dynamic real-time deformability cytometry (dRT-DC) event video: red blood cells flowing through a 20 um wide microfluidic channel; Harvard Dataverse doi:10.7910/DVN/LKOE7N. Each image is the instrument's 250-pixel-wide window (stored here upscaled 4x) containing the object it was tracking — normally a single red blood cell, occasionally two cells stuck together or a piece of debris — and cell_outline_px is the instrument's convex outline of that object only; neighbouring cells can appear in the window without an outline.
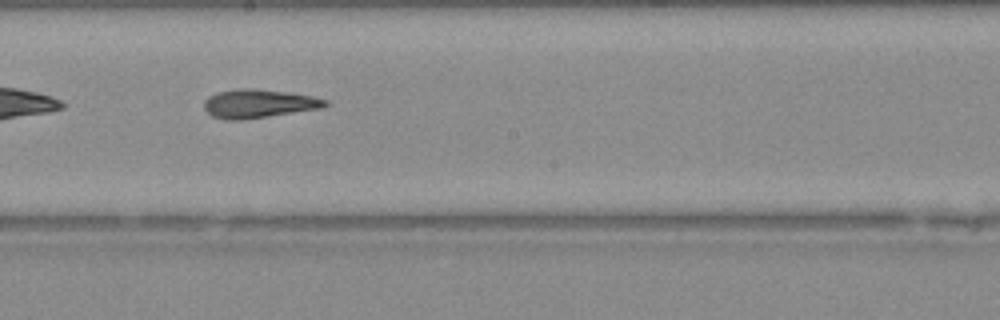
{"species": "Egyptian fruit bat (a non-hibernating species)", "species_latin": "Rousettus aegyptiacus", "temperature_condition": "warm", "stored_images_in_passage": 44, "camera_frame_rate_fps": 3000, "um_per_image_px": 0.085, "animal": {"sex": "female"}, "frame": {"image": 1, "passage_image": 26, "time_ms": 8.333, "image_size_px": [1000, 320], "cell_outline_px": [[328, 104], [324, 108], [244, 120], [228, 120], [212, 116], [204, 108], [204, 100], [208, 96], [216, 92], [240, 88], [244, 88], [284, 92], [312, 96], [328, 100]], "centroid_in_image_um": [21.98, 8.82], "position_along_channel_um": 226.2, "area_um2": 20.17}}